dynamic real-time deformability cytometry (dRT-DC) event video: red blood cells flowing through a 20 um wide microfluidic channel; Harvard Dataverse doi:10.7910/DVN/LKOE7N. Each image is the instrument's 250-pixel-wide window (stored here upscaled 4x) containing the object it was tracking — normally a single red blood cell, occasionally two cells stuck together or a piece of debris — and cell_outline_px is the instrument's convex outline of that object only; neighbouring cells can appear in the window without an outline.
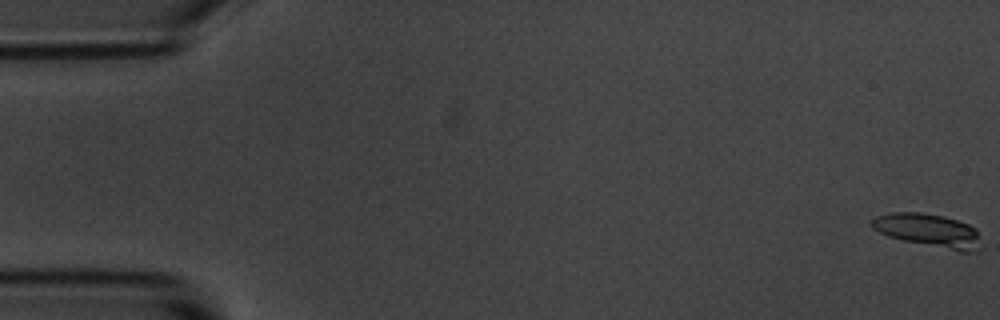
{"species": "common noctule bat (a hibernating species)", "species_latin": "Nyctalus noctula", "temperature_condition": "room temperature", "stored_images_in_passage": 4, "segment_of_instrument_passage": [2, 2], "camera_frame_rate_fps": 3000, "um_per_image_px": 0.085, "animal": {"sex": "male", "body_mass_g": 20.1, "forearm_length_mm": 53.5}, "frame": {"image": 1, "passage_image": 4, "time_ms": 4.0, "image_size_px": [1000, 320], "cell_outline_px": [[976, 252], [960, 252], [904, 240], [888, 236], [872, 228], [872, 220], [876, 216], [892, 212], [920, 212], [944, 216], [968, 224], [976, 228]], "centroid_in_image_um": [78.87, 19.57], "position_along_channel_um": 6.1, "area_um2": 20.75}}